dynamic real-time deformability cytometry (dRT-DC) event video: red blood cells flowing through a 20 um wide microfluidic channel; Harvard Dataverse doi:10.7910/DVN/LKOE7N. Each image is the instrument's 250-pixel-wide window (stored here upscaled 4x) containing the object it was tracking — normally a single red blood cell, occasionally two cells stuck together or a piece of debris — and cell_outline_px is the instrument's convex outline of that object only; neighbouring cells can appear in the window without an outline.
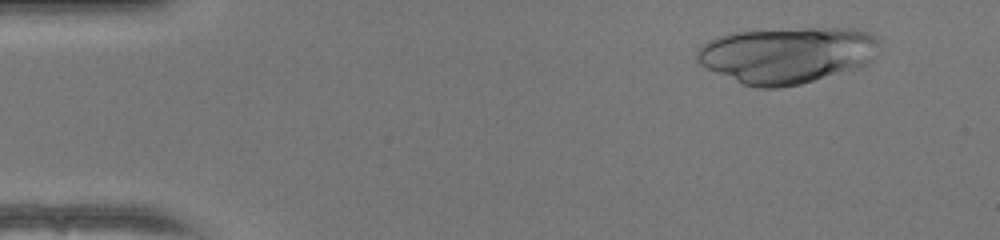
{"species": "human", "species_latin": "Homo sapiens", "temperature_condition": "warm", "stored_images_in_passage": 48, "camera_frame_rate_fps": 3000, "um_per_image_px": 0.085, "donor": {"sex": "female"}, "frame": {"image": 1, "passage_image": 4, "time_ms": 1.0, "image_size_px": [1000, 240], "cell_outline_px": [[880, 40], [872, 60], [868, 64], [860, 68], [800, 84], [780, 88], [756, 88], [744, 84], [704, 68], [696, 60], [696, 48], [708, 40], [716, 36], [732, 32], [804, 28], [852, 28], [872, 32], [880, 36]], "centroid_in_image_um": [66.91, 4.67], "position_along_channel_um": 18.1, "area_um2": 60.69}}
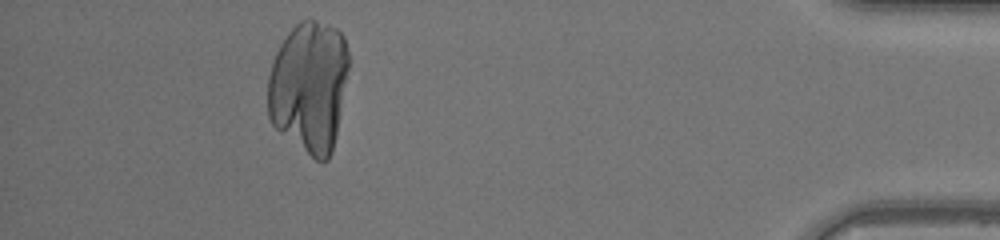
{"frame": {"image": 2, "passage_image": 44, "time_ms": 14.333, "image_size_px": [1000, 240], "cell_outline_px": [[348, 68], [336, 136], [332, 152], [328, 160], [316, 160], [280, 132], [272, 124], [268, 116], [268, 76], [272, 60], [280, 44], [288, 32], [300, 20], [316, 20], [328, 24], [336, 28], [344, 36], [348, 48]], "centroid_in_image_um": [26.26, 7.34], "position_along_channel_um": 408.9, "area_um2": 62.02}}